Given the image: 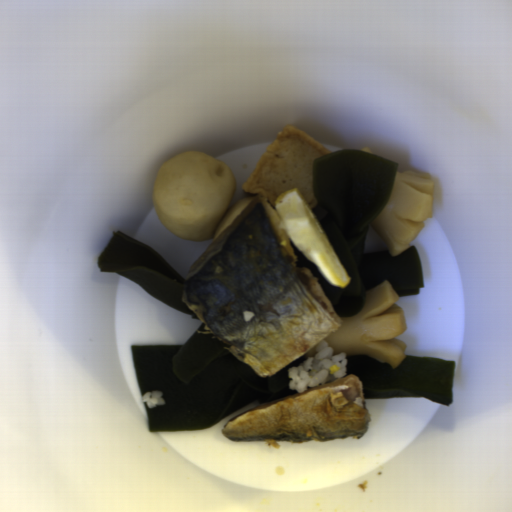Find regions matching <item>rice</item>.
<instances>
[{
	"label": "rice",
	"mask_w": 512,
	"mask_h": 512,
	"mask_svg": "<svg viewBox=\"0 0 512 512\" xmlns=\"http://www.w3.org/2000/svg\"><path fill=\"white\" fill-rule=\"evenodd\" d=\"M308 358L299 366L287 371L288 386L298 393L307 392L309 388L325 385L336 379L347 376L348 362L344 352L333 354L332 348L325 340H321L305 352Z\"/></svg>",
	"instance_id": "rice-1"
},
{
	"label": "rice",
	"mask_w": 512,
	"mask_h": 512,
	"mask_svg": "<svg viewBox=\"0 0 512 512\" xmlns=\"http://www.w3.org/2000/svg\"><path fill=\"white\" fill-rule=\"evenodd\" d=\"M162 391H151L142 396L143 402H147L149 408L156 405H164L165 399L161 396Z\"/></svg>",
	"instance_id": "rice-2"
}]
</instances>
